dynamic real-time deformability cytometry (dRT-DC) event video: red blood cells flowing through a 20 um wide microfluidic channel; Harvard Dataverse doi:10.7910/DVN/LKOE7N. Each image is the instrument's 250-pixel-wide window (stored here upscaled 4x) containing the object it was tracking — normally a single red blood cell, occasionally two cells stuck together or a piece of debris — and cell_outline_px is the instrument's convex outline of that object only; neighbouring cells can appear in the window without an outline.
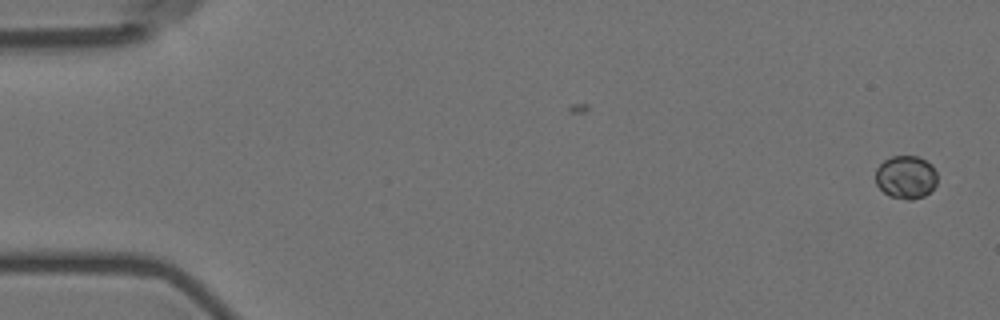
{"species": "Egyptian fruit bat (a non-hibernating species)", "species_latin": "Rousettus aegyptiacus", "temperature_condition": "room temperature", "stored_images_in_passage": 2, "camera_frame_rate_fps": 3000, "um_per_image_px": 0.085, "animal": {"sex": "female"}, "frame": {"image": 1, "passage_image": 2, "time_ms": 1.0, "image_size_px": [1000, 320], "cell_outline_px": [[936, 184], [924, 196], [912, 200], [908, 200], [888, 196], [876, 184], [876, 168], [884, 160], [892, 156], [916, 156], [932, 164], [936, 172]], "centroid_in_image_um": [76.99, 15.06], "position_along_channel_um": 8.0, "area_um2": 15.49}}